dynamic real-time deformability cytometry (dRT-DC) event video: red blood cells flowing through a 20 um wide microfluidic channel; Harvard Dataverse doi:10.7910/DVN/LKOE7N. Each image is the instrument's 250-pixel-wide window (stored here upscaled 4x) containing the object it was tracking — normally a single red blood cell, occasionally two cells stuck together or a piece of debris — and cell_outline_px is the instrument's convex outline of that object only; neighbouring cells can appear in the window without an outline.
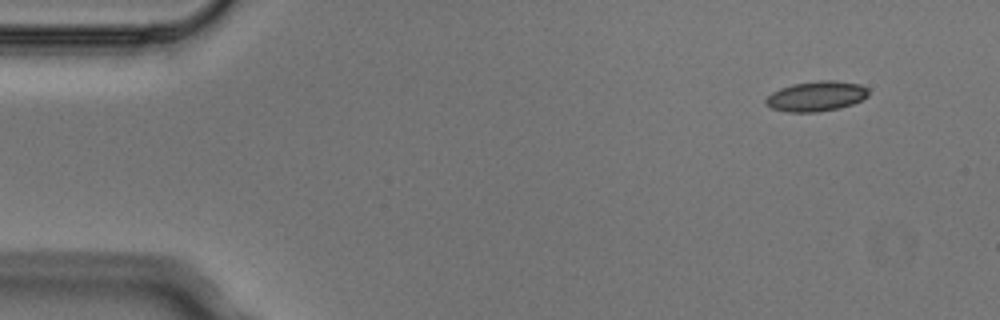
{"species": "Egyptian fruit bat (a non-hibernating species)", "species_latin": "Rousettus aegyptiacus", "temperature_condition": "cold", "stored_images_in_passage": 4, "segment_of_instrument_passage": [1, 2], "camera_frame_rate_fps": 3000, "um_per_image_px": 0.085, "animal": {"sex": "male"}, "frame": {"image": 1, "passage_image": 1, "time_ms": 0.0, "image_size_px": [1000, 320], "cell_outline_px": [[868, 96], [852, 104], [840, 108], [820, 112], [788, 112], [772, 108], [764, 104], [764, 100], [772, 92], [780, 88], [792, 84], [820, 80], [836, 80], [860, 84], [868, 88]], "centroid_in_image_um": [69.37, 8.18], "position_along_channel_um": 15.6, "area_um2": 18.15}}